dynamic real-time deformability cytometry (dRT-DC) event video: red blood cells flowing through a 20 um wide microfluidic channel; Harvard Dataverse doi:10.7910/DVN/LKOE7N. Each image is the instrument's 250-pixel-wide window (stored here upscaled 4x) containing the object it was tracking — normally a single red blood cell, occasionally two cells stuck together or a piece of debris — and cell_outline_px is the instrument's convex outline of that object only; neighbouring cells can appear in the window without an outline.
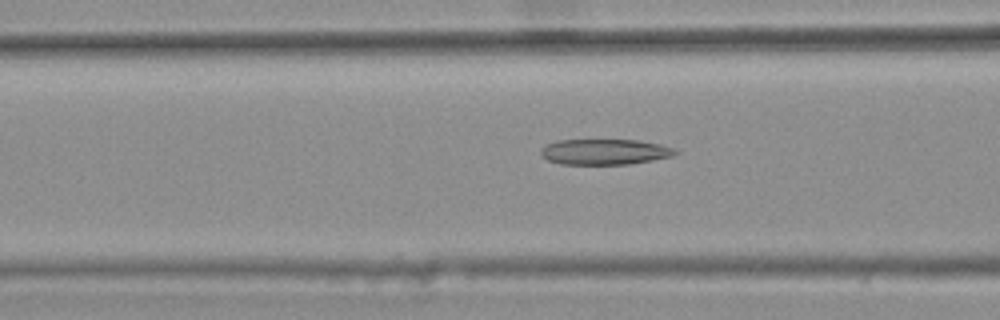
{"species": "common noctule bat (a hibernating species)", "species_latin": "Nyctalus noctula", "temperature_condition": "warm", "stored_images_in_passage": 48, "camera_frame_rate_fps": 3000, "um_per_image_px": 0.085, "animal": {"sex": "female", "body_mass_g": 25.1}, "frame": {"image": 1, "passage_image": 21, "time_ms": 6.667, "image_size_px": [1000, 320], "cell_outline_px": [[680, 152], [672, 156], [652, 160], [628, 164], [560, 164], [548, 160], [540, 152], [540, 148], [544, 144], [556, 140], [640, 140], [660, 144], [676, 148]], "centroid_in_image_um": [51.41, 12.89], "position_along_channel_um": 115.2, "area_um2": 20.23}}
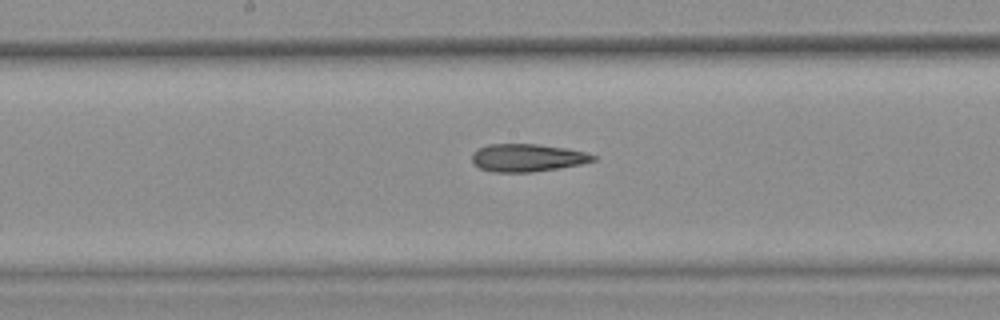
{"frame": {"image": 2, "passage_image": 28, "time_ms": 9.0, "image_size_px": [1000, 320], "cell_outline_px": [[596, 160], [580, 164], [560, 168], [532, 172], [492, 172], [480, 168], [472, 164], [472, 152], [476, 148], [488, 144], [536, 144], [568, 148], [584, 152], [596, 156]], "centroid_in_image_um": [44.78, 13.41], "position_along_channel_um": 203.4, "area_um2": 19.77}}
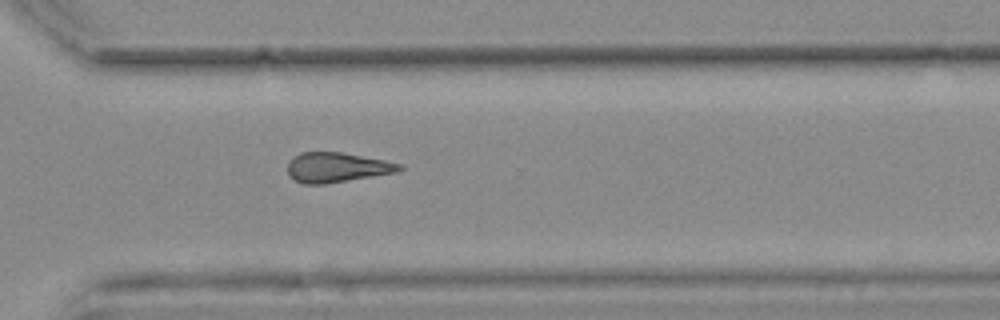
{"frame": {"image": 3, "passage_image": 39, "time_ms": 12.667, "image_size_px": [1000, 320], "cell_outline_px": [[404, 168], [400, 172], [324, 184], [304, 184], [288, 176], [288, 160], [292, 156], [300, 152], [340, 152], [384, 160], [400, 164]], "centroid_in_image_um": [28.61, 14.23], "position_along_channel_um": 342.0, "area_um2": 19.54}, "authors_computed_cell_mechanics": {"area_um2": 20.2589, "velocity_mm_per_s": 3.7806, "shape_relaxation_time_tau1_ms": null, "shape_relaxation_time_tau2_ms": 6.2738, "deformation_change_tau1": null, "deformation_change_tau2": 0.1928}}